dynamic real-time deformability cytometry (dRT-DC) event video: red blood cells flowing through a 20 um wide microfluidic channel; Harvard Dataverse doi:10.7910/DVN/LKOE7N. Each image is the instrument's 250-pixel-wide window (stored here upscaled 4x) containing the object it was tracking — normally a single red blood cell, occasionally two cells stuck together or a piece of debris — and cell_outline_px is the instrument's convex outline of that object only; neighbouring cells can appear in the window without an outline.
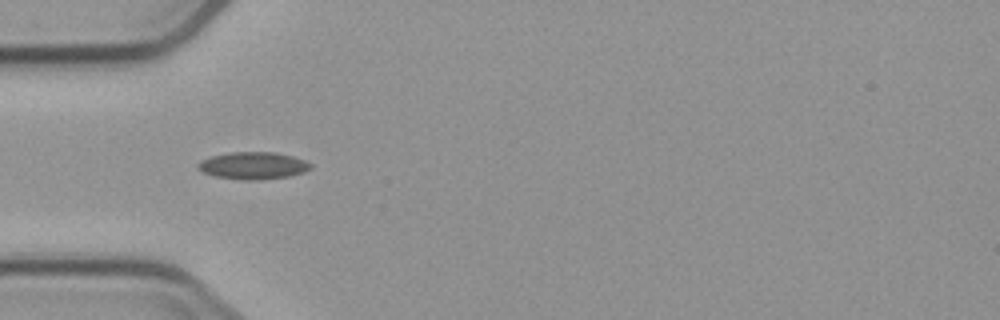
{"species": "common noctule bat (a hibernating species)", "species_latin": "Nyctalus noctula", "temperature_condition": "cold", "stored_images_in_passage": 6, "camera_frame_rate_fps": 3000, "um_per_image_px": 0.085, "animal": {"sex": "male", "body_mass_g": 23.1, "forearm_length_mm": 52.7}, "frame": {"image": 1, "passage_image": 5, "time_ms": 5.0, "image_size_px": [1000, 320], "cell_outline_px": [[312, 168], [304, 172], [288, 176], [260, 180], [244, 180], [216, 176], [204, 172], [196, 168], [196, 164], [200, 160], [212, 156], [232, 152], [272, 152], [292, 156], [304, 160], [312, 164]], "centroid_in_image_um": [21.51, 14.07], "position_along_channel_um": 63.5, "area_um2": 17.8}}
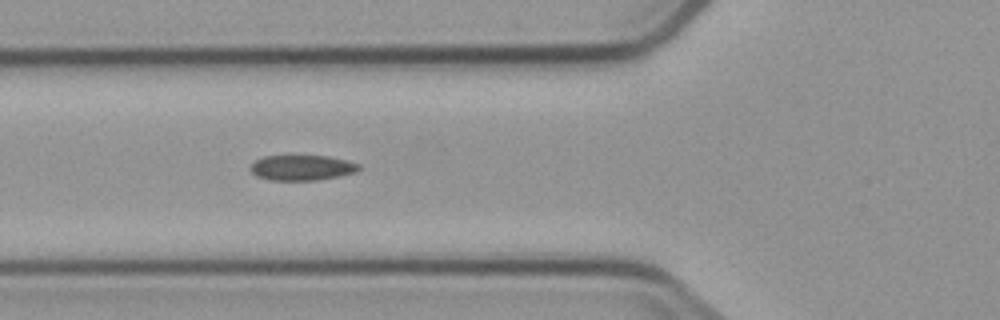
{"frame": {"image": 2, "passage_image": 6, "time_ms": 6.0, "image_size_px": [1000, 320], "cell_outline_px": [[360, 168], [356, 172], [316, 180], [268, 180], [256, 176], [248, 168], [256, 160], [264, 156], [328, 156], [348, 160], [360, 164]], "centroid_in_image_um": [25.65, 14.25], "position_along_channel_um": 100.2, "area_um2": 15.95}}